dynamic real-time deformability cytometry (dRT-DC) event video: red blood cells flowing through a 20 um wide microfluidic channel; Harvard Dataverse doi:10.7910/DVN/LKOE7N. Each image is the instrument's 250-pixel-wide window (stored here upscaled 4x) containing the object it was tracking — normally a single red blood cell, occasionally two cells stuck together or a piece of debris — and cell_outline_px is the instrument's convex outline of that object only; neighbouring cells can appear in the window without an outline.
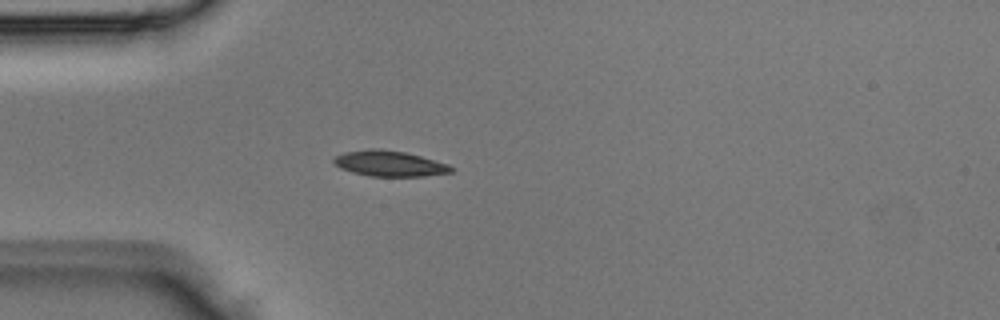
{"species": "Egyptian fruit bat (a non-hibernating species)", "species_latin": "Rousettus aegyptiacus", "temperature_condition": "room temperature", "stored_images_in_passage": 2, "camera_frame_rate_fps": 3000, "um_per_image_px": 0.085, "animal": {"sex": "male"}, "frame": {"image": 1, "passage_image": 2, "time_ms": 0.333, "image_size_px": [1000, 320], "cell_outline_px": [[452, 172], [424, 176], [368, 176], [352, 172], [340, 168], [332, 160], [336, 156], [344, 152], [372, 148], [380, 148], [404, 152], [420, 156], [448, 164], [452, 168]], "centroid_in_image_um": [33.07, 13.9], "position_along_channel_um": 51.9, "area_um2": 17.4}}